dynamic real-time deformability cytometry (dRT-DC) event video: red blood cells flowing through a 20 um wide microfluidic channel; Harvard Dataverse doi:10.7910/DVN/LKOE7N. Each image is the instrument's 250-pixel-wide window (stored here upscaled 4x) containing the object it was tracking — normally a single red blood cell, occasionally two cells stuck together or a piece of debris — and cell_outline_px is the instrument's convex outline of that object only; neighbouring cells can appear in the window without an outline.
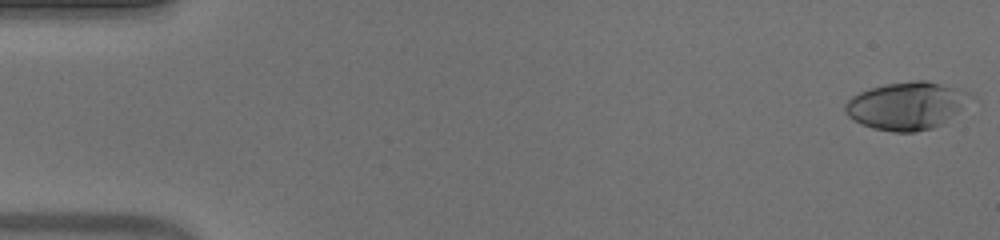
{"species": "human", "species_latin": "Homo sapiens", "temperature_condition": "warm", "stored_images_in_passage": 52, "camera_frame_rate_fps": 3000, "um_per_image_px": 0.085, "donor": {"sex": "male"}, "frame": {"image": 1, "passage_image": 1, "time_ms": 0.0, "image_size_px": [1000, 240], "cell_outline_px": [[976, 96], [944, 124], [932, 128], [912, 132], [892, 132], [872, 128], [848, 116], [844, 112], [844, 104], [852, 96], [860, 92], [872, 88], [888, 84], [912, 80], [924, 80], [968, 92]], "centroid_in_image_um": [77.08, 9.0], "position_along_channel_um": 7.9, "area_um2": 34.56}}
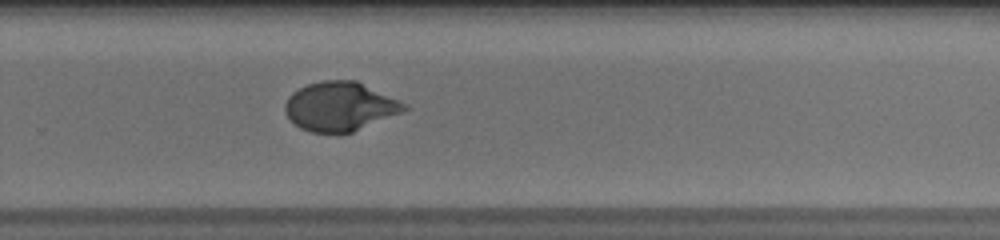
{"frame": {"image": 2, "passage_image": 35, "time_ms": 11.333, "image_size_px": [1000, 240], "cell_outline_px": [[408, 108], [400, 112], [352, 132], [312, 132], [300, 128], [284, 112], [284, 104], [288, 96], [292, 92], [308, 84], [320, 80], [356, 80], [408, 104]], "centroid_in_image_um": [28.87, 9.02], "position_along_channel_um": 300.9, "area_um2": 33.7}}
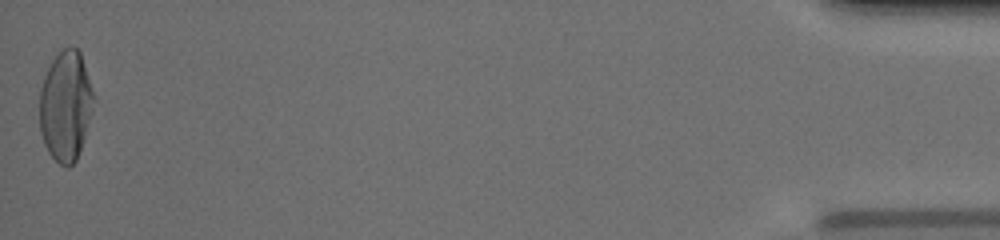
{"frame": {"image": 3, "passage_image": 52, "time_ms": 17.0, "image_size_px": [1000, 240], "cell_outline_px": [[96, 100], [76, 160], [68, 168], [60, 164], [48, 152], [44, 144], [40, 132], [40, 88], [44, 76], [52, 60], [64, 48], [76, 48], [80, 52], [96, 96]], "centroid_in_image_um": [5.59, 9.0], "position_along_channel_um": 429.6, "area_um2": 34.68}, "authors_computed_cell_mechanics": {"area_um2": 33.3506, "velocity_mm_per_s": 3.9514, "shape_relaxation_time_tau1_ms": 7.2505, "shape_relaxation_time_tau2_ms": null, "deformation_change_tau1": 0.3078, "deformation_change_tau2": null}}